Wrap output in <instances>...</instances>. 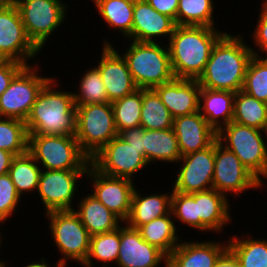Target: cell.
Returning <instances> with one entry per match:
<instances>
[{"label": "cell", "instance_id": "1", "mask_svg": "<svg viewBox=\"0 0 267 267\" xmlns=\"http://www.w3.org/2000/svg\"><path fill=\"white\" fill-rule=\"evenodd\" d=\"M253 56L241 35L227 32L214 45L204 71L197 79L201 88L238 92L244 85L248 63Z\"/></svg>", "mask_w": 267, "mask_h": 267}, {"label": "cell", "instance_id": "2", "mask_svg": "<svg viewBox=\"0 0 267 267\" xmlns=\"http://www.w3.org/2000/svg\"><path fill=\"white\" fill-rule=\"evenodd\" d=\"M224 34L215 27L176 25L168 40L175 78L197 80L204 71L214 45Z\"/></svg>", "mask_w": 267, "mask_h": 267}, {"label": "cell", "instance_id": "3", "mask_svg": "<svg viewBox=\"0 0 267 267\" xmlns=\"http://www.w3.org/2000/svg\"><path fill=\"white\" fill-rule=\"evenodd\" d=\"M57 83L51 78L38 94L25 121L28 134H76V105L73 93L56 90Z\"/></svg>", "mask_w": 267, "mask_h": 267}, {"label": "cell", "instance_id": "4", "mask_svg": "<svg viewBox=\"0 0 267 267\" xmlns=\"http://www.w3.org/2000/svg\"><path fill=\"white\" fill-rule=\"evenodd\" d=\"M121 55L140 89H153L175 78L167 44L161 46L159 42L132 41Z\"/></svg>", "mask_w": 267, "mask_h": 267}, {"label": "cell", "instance_id": "5", "mask_svg": "<svg viewBox=\"0 0 267 267\" xmlns=\"http://www.w3.org/2000/svg\"><path fill=\"white\" fill-rule=\"evenodd\" d=\"M28 153L45 170H88L90 165L75 135L29 134Z\"/></svg>", "mask_w": 267, "mask_h": 267}, {"label": "cell", "instance_id": "6", "mask_svg": "<svg viewBox=\"0 0 267 267\" xmlns=\"http://www.w3.org/2000/svg\"><path fill=\"white\" fill-rule=\"evenodd\" d=\"M262 133L267 138V131L234 121L217 131L218 142L232 151L261 183V177L267 179V141Z\"/></svg>", "mask_w": 267, "mask_h": 267}, {"label": "cell", "instance_id": "7", "mask_svg": "<svg viewBox=\"0 0 267 267\" xmlns=\"http://www.w3.org/2000/svg\"><path fill=\"white\" fill-rule=\"evenodd\" d=\"M117 135L111 103L76 106L75 137L89 158Z\"/></svg>", "mask_w": 267, "mask_h": 267}, {"label": "cell", "instance_id": "8", "mask_svg": "<svg viewBox=\"0 0 267 267\" xmlns=\"http://www.w3.org/2000/svg\"><path fill=\"white\" fill-rule=\"evenodd\" d=\"M45 214L50 220L52 239L63 256L58 264H67L68 260L83 264L89 253L91 235L78 215L74 210L51 211Z\"/></svg>", "mask_w": 267, "mask_h": 267}, {"label": "cell", "instance_id": "9", "mask_svg": "<svg viewBox=\"0 0 267 267\" xmlns=\"http://www.w3.org/2000/svg\"><path fill=\"white\" fill-rule=\"evenodd\" d=\"M26 33L41 51L49 36L63 24L66 4L61 0H16Z\"/></svg>", "mask_w": 267, "mask_h": 267}, {"label": "cell", "instance_id": "10", "mask_svg": "<svg viewBox=\"0 0 267 267\" xmlns=\"http://www.w3.org/2000/svg\"><path fill=\"white\" fill-rule=\"evenodd\" d=\"M35 66V67H33ZM38 64L25 66L0 96V117L26 121L38 94L52 77L38 74ZM36 68V69H35Z\"/></svg>", "mask_w": 267, "mask_h": 267}, {"label": "cell", "instance_id": "11", "mask_svg": "<svg viewBox=\"0 0 267 267\" xmlns=\"http://www.w3.org/2000/svg\"><path fill=\"white\" fill-rule=\"evenodd\" d=\"M40 52L29 39L16 5L0 3V60L29 66L27 61Z\"/></svg>", "mask_w": 267, "mask_h": 267}, {"label": "cell", "instance_id": "12", "mask_svg": "<svg viewBox=\"0 0 267 267\" xmlns=\"http://www.w3.org/2000/svg\"><path fill=\"white\" fill-rule=\"evenodd\" d=\"M213 189L224 194L239 195L248 189L262 187V183L241 163L239 158L216 139L214 141Z\"/></svg>", "mask_w": 267, "mask_h": 267}, {"label": "cell", "instance_id": "13", "mask_svg": "<svg viewBox=\"0 0 267 267\" xmlns=\"http://www.w3.org/2000/svg\"><path fill=\"white\" fill-rule=\"evenodd\" d=\"M90 164L99 172L132 180V176L149 165L139 150L117 135L90 158Z\"/></svg>", "mask_w": 267, "mask_h": 267}, {"label": "cell", "instance_id": "14", "mask_svg": "<svg viewBox=\"0 0 267 267\" xmlns=\"http://www.w3.org/2000/svg\"><path fill=\"white\" fill-rule=\"evenodd\" d=\"M86 173L87 170H41L37 192L45 212L73 210L77 181Z\"/></svg>", "mask_w": 267, "mask_h": 267}, {"label": "cell", "instance_id": "15", "mask_svg": "<svg viewBox=\"0 0 267 267\" xmlns=\"http://www.w3.org/2000/svg\"><path fill=\"white\" fill-rule=\"evenodd\" d=\"M173 190L184 194L213 189L214 142L207 148L182 156Z\"/></svg>", "mask_w": 267, "mask_h": 267}, {"label": "cell", "instance_id": "16", "mask_svg": "<svg viewBox=\"0 0 267 267\" xmlns=\"http://www.w3.org/2000/svg\"><path fill=\"white\" fill-rule=\"evenodd\" d=\"M89 176V177H88ZM86 177L92 179L93 192L91 193L111 212L125 222L131 211V198L135 189L132 180L105 175L96 170L91 164Z\"/></svg>", "mask_w": 267, "mask_h": 267}, {"label": "cell", "instance_id": "17", "mask_svg": "<svg viewBox=\"0 0 267 267\" xmlns=\"http://www.w3.org/2000/svg\"><path fill=\"white\" fill-rule=\"evenodd\" d=\"M120 54L109 41H104L101 58L95 66L101 74L110 103L138 89L125 59Z\"/></svg>", "mask_w": 267, "mask_h": 267}, {"label": "cell", "instance_id": "18", "mask_svg": "<svg viewBox=\"0 0 267 267\" xmlns=\"http://www.w3.org/2000/svg\"><path fill=\"white\" fill-rule=\"evenodd\" d=\"M167 267V256L155 246L146 242L137 229L127 224L120 226V247L116 266L157 267L160 263Z\"/></svg>", "mask_w": 267, "mask_h": 267}, {"label": "cell", "instance_id": "19", "mask_svg": "<svg viewBox=\"0 0 267 267\" xmlns=\"http://www.w3.org/2000/svg\"><path fill=\"white\" fill-rule=\"evenodd\" d=\"M153 89L173 118L199 111L201 87L196 79L174 78Z\"/></svg>", "mask_w": 267, "mask_h": 267}, {"label": "cell", "instance_id": "20", "mask_svg": "<svg viewBox=\"0 0 267 267\" xmlns=\"http://www.w3.org/2000/svg\"><path fill=\"white\" fill-rule=\"evenodd\" d=\"M172 128L182 156L203 150L217 139V131L207 123L199 111L175 117Z\"/></svg>", "mask_w": 267, "mask_h": 267}, {"label": "cell", "instance_id": "21", "mask_svg": "<svg viewBox=\"0 0 267 267\" xmlns=\"http://www.w3.org/2000/svg\"><path fill=\"white\" fill-rule=\"evenodd\" d=\"M175 26L172 18L156 11L146 0L134 2L130 41L156 42L166 35L170 39Z\"/></svg>", "mask_w": 267, "mask_h": 267}, {"label": "cell", "instance_id": "22", "mask_svg": "<svg viewBox=\"0 0 267 267\" xmlns=\"http://www.w3.org/2000/svg\"><path fill=\"white\" fill-rule=\"evenodd\" d=\"M216 241L180 242L167 257V267H215L217 260L228 249Z\"/></svg>", "mask_w": 267, "mask_h": 267}, {"label": "cell", "instance_id": "23", "mask_svg": "<svg viewBox=\"0 0 267 267\" xmlns=\"http://www.w3.org/2000/svg\"><path fill=\"white\" fill-rule=\"evenodd\" d=\"M197 217H200V231L221 232L231 221L229 200L215 189L195 192Z\"/></svg>", "mask_w": 267, "mask_h": 267}, {"label": "cell", "instance_id": "24", "mask_svg": "<svg viewBox=\"0 0 267 267\" xmlns=\"http://www.w3.org/2000/svg\"><path fill=\"white\" fill-rule=\"evenodd\" d=\"M234 95L235 92L201 88L199 112L215 131L232 121Z\"/></svg>", "mask_w": 267, "mask_h": 267}, {"label": "cell", "instance_id": "25", "mask_svg": "<svg viewBox=\"0 0 267 267\" xmlns=\"http://www.w3.org/2000/svg\"><path fill=\"white\" fill-rule=\"evenodd\" d=\"M149 194L144 196L135 188L131 198V211L124 222L129 227L137 229L153 219L165 216L171 212L172 192Z\"/></svg>", "mask_w": 267, "mask_h": 267}, {"label": "cell", "instance_id": "26", "mask_svg": "<svg viewBox=\"0 0 267 267\" xmlns=\"http://www.w3.org/2000/svg\"><path fill=\"white\" fill-rule=\"evenodd\" d=\"M73 209L91 236L113 231L121 226L123 221L111 212L92 194L85 195Z\"/></svg>", "mask_w": 267, "mask_h": 267}, {"label": "cell", "instance_id": "27", "mask_svg": "<svg viewBox=\"0 0 267 267\" xmlns=\"http://www.w3.org/2000/svg\"><path fill=\"white\" fill-rule=\"evenodd\" d=\"M145 159L149 163L175 162L182 157L173 128L165 130L144 129ZM153 161V162H152Z\"/></svg>", "mask_w": 267, "mask_h": 267}, {"label": "cell", "instance_id": "28", "mask_svg": "<svg viewBox=\"0 0 267 267\" xmlns=\"http://www.w3.org/2000/svg\"><path fill=\"white\" fill-rule=\"evenodd\" d=\"M172 216L170 212L137 228L141 237L146 242L161 250L167 257L181 241L179 236H177V229L173 222L174 220L171 219Z\"/></svg>", "mask_w": 267, "mask_h": 267}, {"label": "cell", "instance_id": "29", "mask_svg": "<svg viewBox=\"0 0 267 267\" xmlns=\"http://www.w3.org/2000/svg\"><path fill=\"white\" fill-rule=\"evenodd\" d=\"M232 121L267 131V103L239 90L234 95Z\"/></svg>", "mask_w": 267, "mask_h": 267}, {"label": "cell", "instance_id": "30", "mask_svg": "<svg viewBox=\"0 0 267 267\" xmlns=\"http://www.w3.org/2000/svg\"><path fill=\"white\" fill-rule=\"evenodd\" d=\"M94 4L108 26L121 31L128 39L131 38L134 2L129 0H94Z\"/></svg>", "mask_w": 267, "mask_h": 267}, {"label": "cell", "instance_id": "31", "mask_svg": "<svg viewBox=\"0 0 267 267\" xmlns=\"http://www.w3.org/2000/svg\"><path fill=\"white\" fill-rule=\"evenodd\" d=\"M140 126L147 130H165L173 127V117L154 89H142Z\"/></svg>", "mask_w": 267, "mask_h": 267}, {"label": "cell", "instance_id": "32", "mask_svg": "<svg viewBox=\"0 0 267 267\" xmlns=\"http://www.w3.org/2000/svg\"><path fill=\"white\" fill-rule=\"evenodd\" d=\"M250 237H249V236ZM233 237L228 240V249L238 259L240 267H267V240Z\"/></svg>", "mask_w": 267, "mask_h": 267}, {"label": "cell", "instance_id": "33", "mask_svg": "<svg viewBox=\"0 0 267 267\" xmlns=\"http://www.w3.org/2000/svg\"><path fill=\"white\" fill-rule=\"evenodd\" d=\"M41 168L28 152L13 158L8 174L20 196L38 189Z\"/></svg>", "mask_w": 267, "mask_h": 267}, {"label": "cell", "instance_id": "34", "mask_svg": "<svg viewBox=\"0 0 267 267\" xmlns=\"http://www.w3.org/2000/svg\"><path fill=\"white\" fill-rule=\"evenodd\" d=\"M214 0H179L176 25L214 27Z\"/></svg>", "mask_w": 267, "mask_h": 267}, {"label": "cell", "instance_id": "35", "mask_svg": "<svg viewBox=\"0 0 267 267\" xmlns=\"http://www.w3.org/2000/svg\"><path fill=\"white\" fill-rule=\"evenodd\" d=\"M120 247V227L117 229L91 236L87 259L82 264L84 267H93L92 259L106 263L117 262Z\"/></svg>", "mask_w": 267, "mask_h": 267}, {"label": "cell", "instance_id": "36", "mask_svg": "<svg viewBox=\"0 0 267 267\" xmlns=\"http://www.w3.org/2000/svg\"><path fill=\"white\" fill-rule=\"evenodd\" d=\"M115 126L120 133L124 129L140 126L142 110V89L111 103Z\"/></svg>", "mask_w": 267, "mask_h": 267}, {"label": "cell", "instance_id": "37", "mask_svg": "<svg viewBox=\"0 0 267 267\" xmlns=\"http://www.w3.org/2000/svg\"><path fill=\"white\" fill-rule=\"evenodd\" d=\"M28 131L24 121L0 117V149L15 156L28 152Z\"/></svg>", "mask_w": 267, "mask_h": 267}, {"label": "cell", "instance_id": "38", "mask_svg": "<svg viewBox=\"0 0 267 267\" xmlns=\"http://www.w3.org/2000/svg\"><path fill=\"white\" fill-rule=\"evenodd\" d=\"M79 84L80 92L73 93L76 106L110 103L101 74L96 67L87 70Z\"/></svg>", "mask_w": 267, "mask_h": 267}, {"label": "cell", "instance_id": "39", "mask_svg": "<svg viewBox=\"0 0 267 267\" xmlns=\"http://www.w3.org/2000/svg\"><path fill=\"white\" fill-rule=\"evenodd\" d=\"M242 91L267 103V56L253 55L248 63Z\"/></svg>", "mask_w": 267, "mask_h": 267}, {"label": "cell", "instance_id": "40", "mask_svg": "<svg viewBox=\"0 0 267 267\" xmlns=\"http://www.w3.org/2000/svg\"><path fill=\"white\" fill-rule=\"evenodd\" d=\"M171 213L174 219L200 231V217H197L195 192L184 194L172 191Z\"/></svg>", "mask_w": 267, "mask_h": 267}, {"label": "cell", "instance_id": "41", "mask_svg": "<svg viewBox=\"0 0 267 267\" xmlns=\"http://www.w3.org/2000/svg\"><path fill=\"white\" fill-rule=\"evenodd\" d=\"M21 196L17 193L10 175L0 176V219L5 222L16 211Z\"/></svg>", "mask_w": 267, "mask_h": 267}, {"label": "cell", "instance_id": "42", "mask_svg": "<svg viewBox=\"0 0 267 267\" xmlns=\"http://www.w3.org/2000/svg\"><path fill=\"white\" fill-rule=\"evenodd\" d=\"M264 3L261 5L259 19H257V26L254 28L252 41L260 49L256 51L252 48L253 55L260 56L259 53H264L267 56V1L264 0ZM266 53V54H265Z\"/></svg>", "mask_w": 267, "mask_h": 267}, {"label": "cell", "instance_id": "43", "mask_svg": "<svg viewBox=\"0 0 267 267\" xmlns=\"http://www.w3.org/2000/svg\"><path fill=\"white\" fill-rule=\"evenodd\" d=\"M24 67V64L16 61L0 60V96Z\"/></svg>", "mask_w": 267, "mask_h": 267}, {"label": "cell", "instance_id": "44", "mask_svg": "<svg viewBox=\"0 0 267 267\" xmlns=\"http://www.w3.org/2000/svg\"><path fill=\"white\" fill-rule=\"evenodd\" d=\"M119 136L130 146L139 150V153L145 158L144 128L142 126L124 129Z\"/></svg>", "mask_w": 267, "mask_h": 267}, {"label": "cell", "instance_id": "45", "mask_svg": "<svg viewBox=\"0 0 267 267\" xmlns=\"http://www.w3.org/2000/svg\"><path fill=\"white\" fill-rule=\"evenodd\" d=\"M156 11L167 15L175 21L179 0H146Z\"/></svg>", "mask_w": 267, "mask_h": 267}, {"label": "cell", "instance_id": "46", "mask_svg": "<svg viewBox=\"0 0 267 267\" xmlns=\"http://www.w3.org/2000/svg\"><path fill=\"white\" fill-rule=\"evenodd\" d=\"M215 267H240L238 259L227 249L217 260Z\"/></svg>", "mask_w": 267, "mask_h": 267}, {"label": "cell", "instance_id": "47", "mask_svg": "<svg viewBox=\"0 0 267 267\" xmlns=\"http://www.w3.org/2000/svg\"><path fill=\"white\" fill-rule=\"evenodd\" d=\"M14 157L13 153L0 149V176L8 173Z\"/></svg>", "mask_w": 267, "mask_h": 267}, {"label": "cell", "instance_id": "48", "mask_svg": "<svg viewBox=\"0 0 267 267\" xmlns=\"http://www.w3.org/2000/svg\"><path fill=\"white\" fill-rule=\"evenodd\" d=\"M25 267H51L49 265H47L46 260L43 258H41V261L39 262H34V263H30L29 265H26Z\"/></svg>", "mask_w": 267, "mask_h": 267}, {"label": "cell", "instance_id": "49", "mask_svg": "<svg viewBox=\"0 0 267 267\" xmlns=\"http://www.w3.org/2000/svg\"><path fill=\"white\" fill-rule=\"evenodd\" d=\"M16 0H0V3H14Z\"/></svg>", "mask_w": 267, "mask_h": 267}, {"label": "cell", "instance_id": "50", "mask_svg": "<svg viewBox=\"0 0 267 267\" xmlns=\"http://www.w3.org/2000/svg\"><path fill=\"white\" fill-rule=\"evenodd\" d=\"M6 263L0 260V267H6Z\"/></svg>", "mask_w": 267, "mask_h": 267}, {"label": "cell", "instance_id": "51", "mask_svg": "<svg viewBox=\"0 0 267 267\" xmlns=\"http://www.w3.org/2000/svg\"><path fill=\"white\" fill-rule=\"evenodd\" d=\"M57 267H66V264H58L56 265Z\"/></svg>", "mask_w": 267, "mask_h": 267}, {"label": "cell", "instance_id": "52", "mask_svg": "<svg viewBox=\"0 0 267 267\" xmlns=\"http://www.w3.org/2000/svg\"><path fill=\"white\" fill-rule=\"evenodd\" d=\"M2 220L0 219V223L2 224ZM2 236H1V233H0V245H1V242H2V238H1ZM1 248V247H0Z\"/></svg>", "mask_w": 267, "mask_h": 267}, {"label": "cell", "instance_id": "53", "mask_svg": "<svg viewBox=\"0 0 267 267\" xmlns=\"http://www.w3.org/2000/svg\"><path fill=\"white\" fill-rule=\"evenodd\" d=\"M129 1H131V2H137V1H140V0H129Z\"/></svg>", "mask_w": 267, "mask_h": 267}]
</instances>
